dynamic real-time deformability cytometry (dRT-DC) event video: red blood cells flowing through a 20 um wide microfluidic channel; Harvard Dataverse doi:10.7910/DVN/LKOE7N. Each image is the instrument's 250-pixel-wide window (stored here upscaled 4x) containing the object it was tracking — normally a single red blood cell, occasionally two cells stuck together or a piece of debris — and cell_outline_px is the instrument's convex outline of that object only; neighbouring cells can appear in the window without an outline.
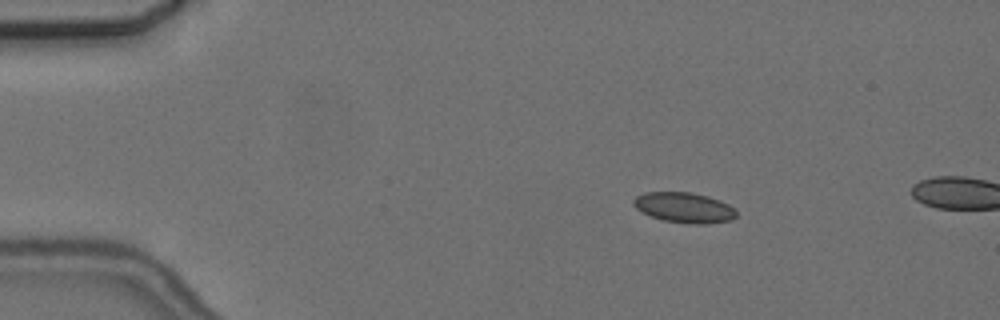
{"species": "common noctule bat (a hibernating species)", "species_latin": "Nyctalus noctula", "temperature_condition": "cold", "stored_images_in_passage": 5, "camera_frame_rate_fps": 3000, "um_per_image_px": 0.085, "animal": {"sex": "female", "body_mass_g": 24.6, "forearm_length_mm": 56.2}, "frame": {"image": 1, "passage_image": 3, "time_ms": 2.333, "image_size_px": [1000, 320], "cell_outline_px": [[736, 216], [732, 220], [704, 224], [688, 224], [664, 220], [652, 216], [636, 208], [632, 204], [632, 200], [636, 196], [644, 192], [688, 192], [708, 196], [720, 200], [736, 208]], "centroid_in_image_um": [58.17, 17.64], "position_along_channel_um": 26.8, "area_um2": 18.21}}